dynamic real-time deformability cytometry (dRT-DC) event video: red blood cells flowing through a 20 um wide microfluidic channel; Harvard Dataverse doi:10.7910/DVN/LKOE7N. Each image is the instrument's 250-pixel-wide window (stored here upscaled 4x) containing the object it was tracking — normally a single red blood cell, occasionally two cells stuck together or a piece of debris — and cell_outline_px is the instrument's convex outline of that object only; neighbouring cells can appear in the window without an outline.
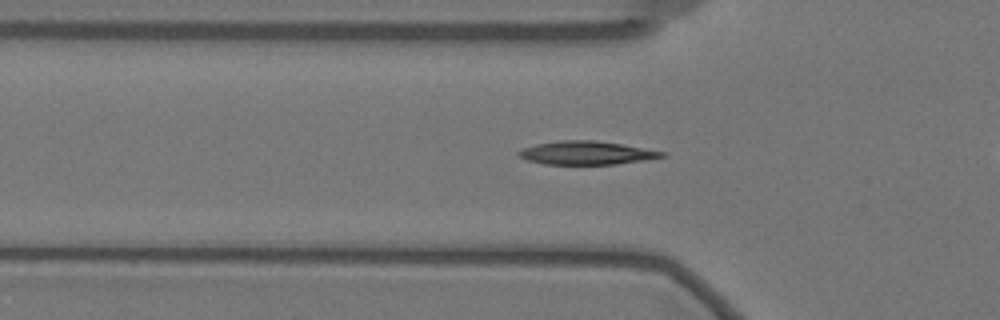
{"species": "Egyptian fruit bat (a non-hibernating species)", "species_latin": "Rousettus aegyptiacus", "temperature_condition": "warm", "stored_images_in_passage": 19, "camera_frame_rate_fps": 3000, "um_per_image_px": 0.085, "animal": {"sex": "female"}, "frame": {"image": 1, "passage_image": 16, "time_ms": 5.0, "image_size_px": [1000, 320], "cell_outline_px": [[664, 156], [616, 164], [544, 164], [528, 160], [520, 156], [516, 152], [524, 148], [536, 144], [560, 140], [596, 140], [620, 144], [664, 152]], "centroid_in_image_um": [49.77, 12.99], "position_along_channel_um": 76.0, "area_um2": 19.07}}